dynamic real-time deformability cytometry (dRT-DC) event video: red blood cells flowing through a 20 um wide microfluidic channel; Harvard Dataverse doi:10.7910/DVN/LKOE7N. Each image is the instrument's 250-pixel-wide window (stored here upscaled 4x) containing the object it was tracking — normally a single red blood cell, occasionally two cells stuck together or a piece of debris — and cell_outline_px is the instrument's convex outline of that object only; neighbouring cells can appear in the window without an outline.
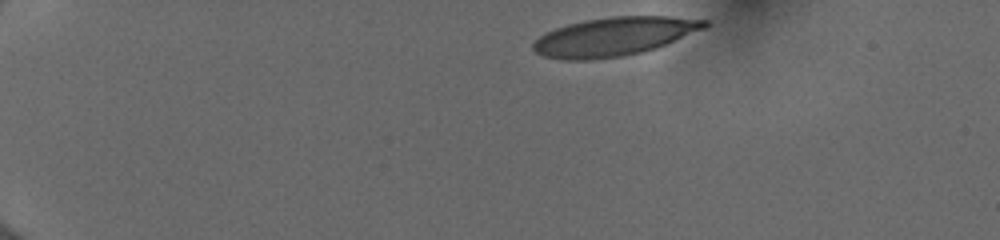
{"species": "human", "species_latin": "Homo sapiens", "temperature_condition": "cold", "stored_images_in_passage": 43, "camera_frame_rate_fps": 3000, "um_per_image_px": 0.085, "donor": {"sex": "female"}, "frame": {"image": 1, "passage_image": 1, "time_ms": 0.0, "image_size_px": [1000, 240], "cell_outline_px": [[708, 24], [704, 28], [656, 48], [640, 52], [620, 56], [588, 60], [560, 60], [544, 56], [536, 52], [532, 48], [532, 44], [544, 32], [568, 24], [584, 20], [612, 16], [668, 16], [708, 20]], "centroid_in_image_um": [52.15, 3.1], "position_along_channel_um": 32.8, "area_um2": 38.32}}
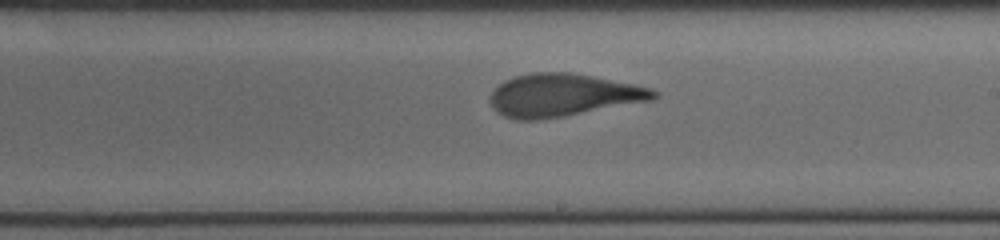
{"frame": {"image": 2, "passage_image": 24, "time_ms": 7.667, "image_size_px": [1000, 240], "cell_outline_px": [[660, 96], [652, 100], [564, 116], [536, 120], [516, 120], [504, 116], [496, 112], [492, 108], [488, 100], [488, 96], [504, 80], [516, 76], [532, 72], [568, 72], [592, 76], [636, 84], [652, 88], [660, 92]], "centroid_in_image_um": [47.85, 8.09], "position_along_channel_um": 241.2, "area_um2": 40.92}}
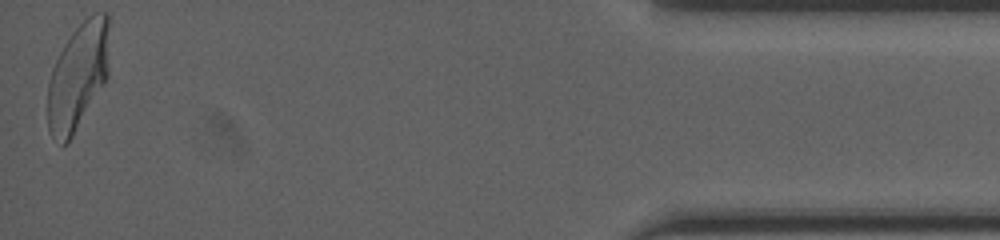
{"frame": {"image": 3, "passage_image": 43, "time_ms": 14.0, "image_size_px": [1000, 240], "cell_outline_px": [[108, 76], [104, 84], [68, 144], [64, 144], [52, 136], [48, 128], [48, 80], [52, 68], [64, 44], [72, 32], [92, 12], [108, 12]], "centroid_in_image_um": [6.63, 6.47], "position_along_channel_um": 428.6, "area_um2": 38.32}, "authors_computed_cell_mechanics": {"area_um2": 40.2288, "velocity_mm_per_s": 3.9882, "shape_relaxation_time_tau1_ms": 4.5721, "shape_relaxation_time_tau2_ms": 1.0671, "deformation_change_tau1": 0.2061, "deformation_change_tau2": 0.084}}